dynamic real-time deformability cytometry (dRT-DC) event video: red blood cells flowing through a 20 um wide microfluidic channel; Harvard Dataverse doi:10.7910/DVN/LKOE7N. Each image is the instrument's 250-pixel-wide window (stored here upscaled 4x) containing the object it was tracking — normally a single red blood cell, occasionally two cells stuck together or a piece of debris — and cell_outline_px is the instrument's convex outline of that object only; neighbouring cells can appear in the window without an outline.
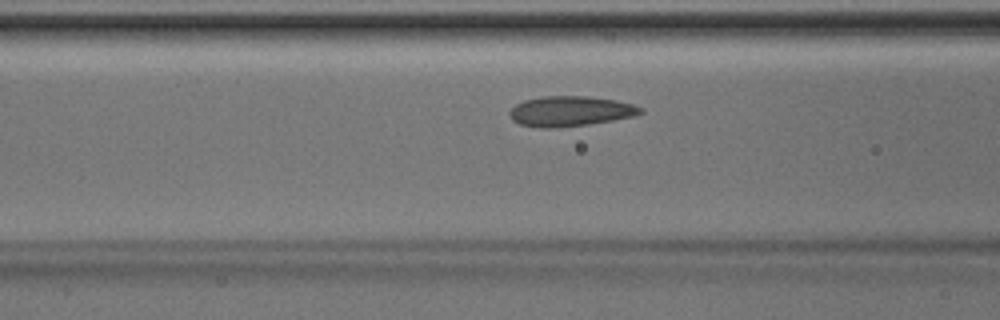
{"species": "Egyptian fruit bat (a non-hibernating species)", "species_latin": "Rousettus aegyptiacus", "temperature_condition": "room temperature", "stored_images_in_passage": 36, "camera_frame_rate_fps": 3000, "um_per_image_px": 0.085, "animal": {"sex": "male"}, "frame": {"image": 1, "passage_image": 8, "time_ms": 2.333, "image_size_px": [1000, 320], "cell_outline_px": [[644, 112], [632, 116], [612, 120], [588, 124], [556, 128], [540, 128], [520, 124], [512, 120], [508, 112], [516, 104], [524, 100], [544, 96], [588, 96], [616, 100], [632, 104], [644, 108]], "centroid_in_image_um": [48.46, 9.45], "position_along_channel_um": 118.1, "area_um2": 23.0}}
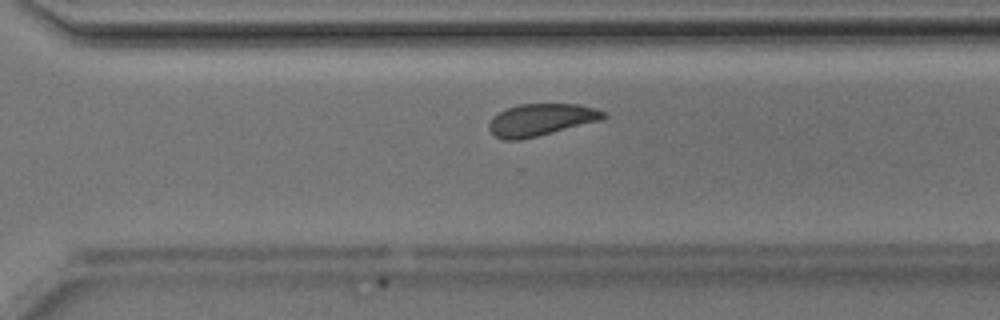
{"frame": {"image": 2, "passage_image": 23, "time_ms": 7.333, "image_size_px": [1000, 320], "cell_outline_px": [[608, 116], [600, 120], [520, 140], [504, 140], [496, 136], [488, 128], [488, 124], [492, 116], [508, 108], [520, 104], [576, 104], [596, 108], [604, 112]], "centroid_in_image_um": [45.96, 10.17], "position_along_channel_um": 324.6, "area_um2": 21.1}}
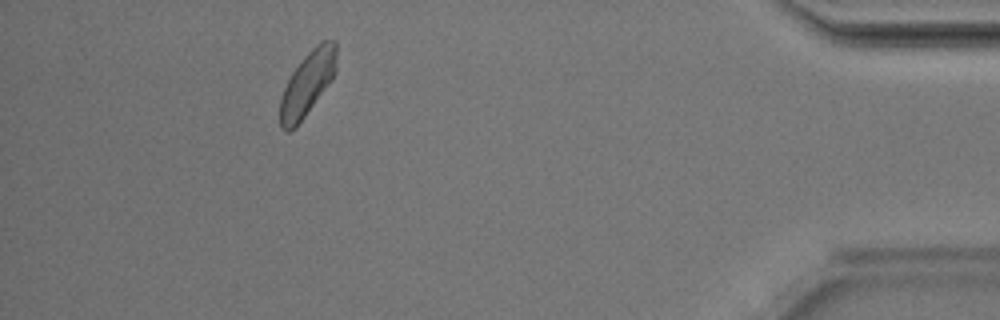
{"frame": {"image": 3, "passage_image": 33, "time_ms": 10.667, "image_size_px": [1000, 320], "cell_outline_px": [[336, 68], [332, 76], [296, 128], [288, 132], [284, 132], [280, 128], [280, 100], [284, 88], [292, 72], [304, 56], [320, 40], [336, 40]], "centroid_in_image_um": [26.09, 7.1], "position_along_channel_um": 409.1, "area_um2": 20.63}}